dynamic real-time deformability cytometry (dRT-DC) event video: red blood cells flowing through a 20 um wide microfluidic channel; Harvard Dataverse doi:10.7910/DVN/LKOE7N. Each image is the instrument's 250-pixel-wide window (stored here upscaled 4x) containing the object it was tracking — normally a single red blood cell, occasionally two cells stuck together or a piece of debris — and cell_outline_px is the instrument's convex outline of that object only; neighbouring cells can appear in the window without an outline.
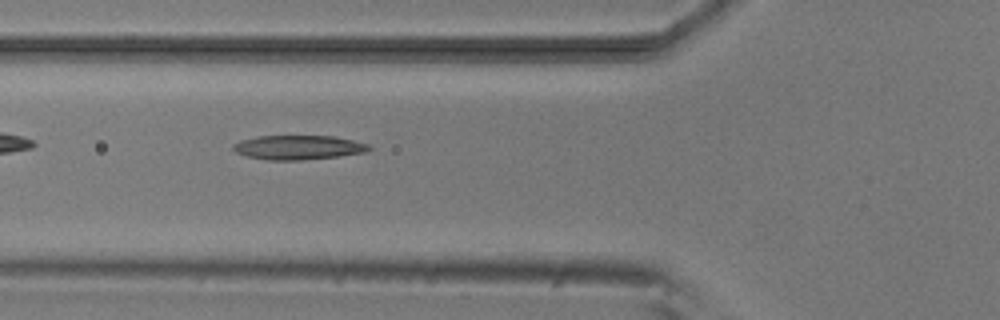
{"species": "common noctule bat (a hibernating species)", "species_latin": "Nyctalus noctula", "temperature_condition": "room temperature", "stored_images_in_passage": 3, "camera_frame_rate_fps": 3000, "um_per_image_px": 0.085, "animal": {"sex": "male", "body_mass_g": 20.5, "forearm_length_mm": 52.5}, "frame": {"image": 1, "passage_image": 3, "time_ms": 2.333, "image_size_px": [1000, 320], "cell_outline_px": [[372, 148], [364, 152], [340, 156], [300, 160], [268, 160], [248, 156], [236, 152], [232, 148], [232, 144], [240, 140], [260, 136], [336, 136], [368, 144]], "centroid_in_image_um": [25.35, 12.53], "position_along_channel_um": 100.5, "area_um2": 19.13}}